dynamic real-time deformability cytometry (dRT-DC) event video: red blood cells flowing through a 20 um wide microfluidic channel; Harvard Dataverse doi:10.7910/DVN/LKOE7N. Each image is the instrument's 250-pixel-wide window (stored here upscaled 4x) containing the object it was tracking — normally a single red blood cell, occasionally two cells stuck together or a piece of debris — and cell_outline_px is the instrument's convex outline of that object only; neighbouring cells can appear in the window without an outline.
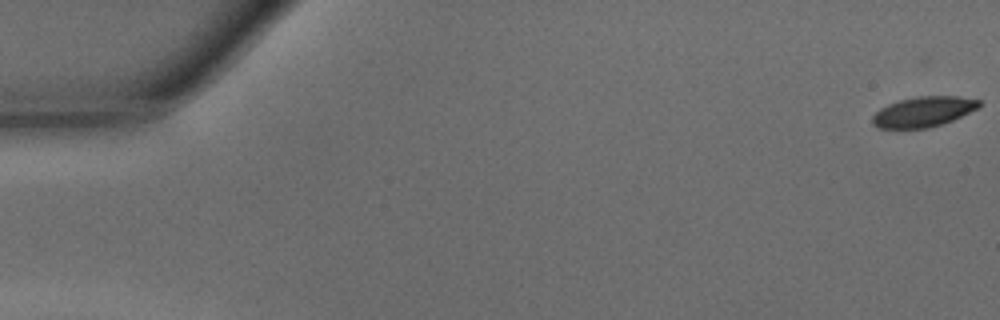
{"species": "common noctule bat (a hibernating species)", "species_latin": "Nyctalus noctula", "temperature_condition": "warm", "stored_images_in_passage": 48, "camera_frame_rate_fps": 3000, "um_per_image_px": 0.085, "animal": {"sex": "male", "body_mass_g": 15.6}, "frame": {"image": 1, "passage_image": 1, "time_ms": 0.0, "image_size_px": [1000, 320], "cell_outline_px": [[980, 104], [976, 108], [952, 120], [928, 128], [876, 128], [872, 124], [872, 116], [880, 108], [888, 104], [900, 100], [916, 96], [956, 96], [980, 100]], "centroid_in_image_um": [78.43, 9.5], "position_along_channel_um": 6.6, "area_um2": 18.55}}
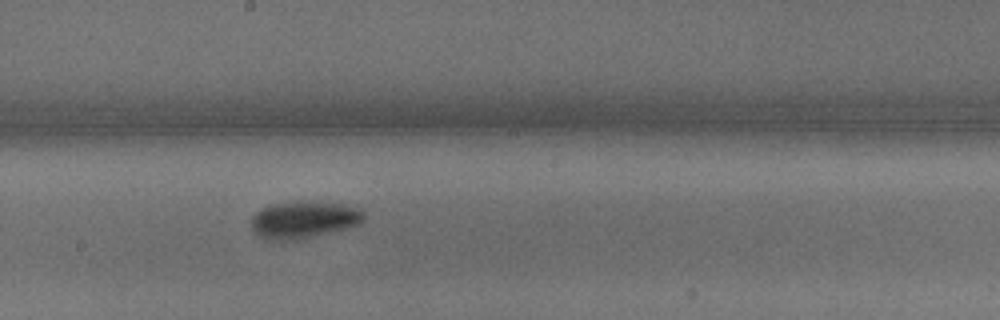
{"frame": {"image": 2, "passage_image": 27, "time_ms": 8.667, "image_size_px": [1000, 320], "cell_outline_px": [[364, 220], [356, 224], [344, 228], [296, 240], [280, 240], [260, 236], [252, 228], [252, 216], [256, 212], [272, 204], [300, 200], [344, 204], [360, 208], [364, 212]], "centroid_in_image_um": [25.84, 18.64], "position_along_channel_um": 222.4, "area_um2": 23.93}}
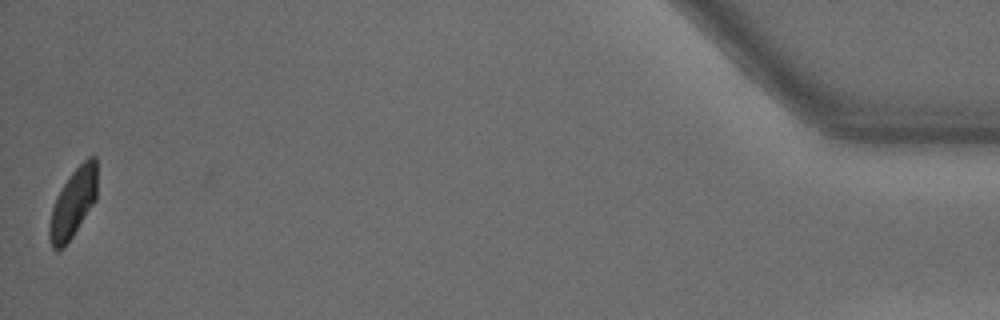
{"frame": {"image": 3, "passage_image": 48, "time_ms": 15.667, "image_size_px": [1000, 320], "cell_outline_px": [[96, 200], [72, 236], [56, 252], [52, 248], [48, 236], [48, 224], [52, 208], [56, 196], [68, 176], [88, 156], [96, 156]], "centroid_in_image_um": [6.19, 17.25], "position_along_channel_um": 429.0, "area_um2": 19.02}, "authors_computed_cell_mechanics": {"area_um2": 21.2704, "velocity_mm_per_s": 4.2593, "shape_relaxation_time_tau1_ms": 1.7073, "shape_relaxation_time_tau2_ms": 5.2646, "deformation_change_tau1": 0.0981, "deformation_change_tau2": 0.099}}